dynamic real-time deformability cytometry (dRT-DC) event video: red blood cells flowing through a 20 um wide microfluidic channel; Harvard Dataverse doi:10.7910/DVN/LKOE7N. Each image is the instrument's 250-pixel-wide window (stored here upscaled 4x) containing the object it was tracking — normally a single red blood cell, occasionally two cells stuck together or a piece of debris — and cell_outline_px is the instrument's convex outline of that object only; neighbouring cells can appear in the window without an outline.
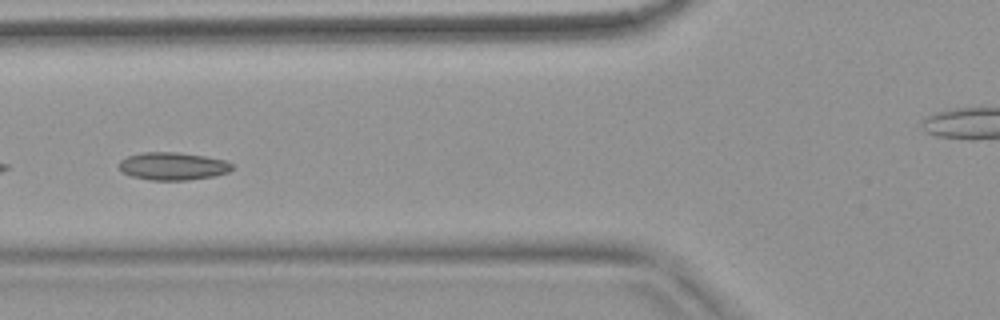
{"species": "common noctule bat (a hibernating species)", "species_latin": "Nyctalus noctula", "temperature_condition": "warm", "stored_images_in_passage": 23, "camera_frame_rate_fps": 3000, "um_per_image_px": 0.085, "animal": {"sex": "female", "body_mass_g": 18.4}, "frame": {"image": 1, "passage_image": 20, "time_ms": 6.333, "image_size_px": [1000, 320], "cell_outline_px": [[232, 168], [228, 172], [216, 176], [188, 180], [148, 180], [132, 176], [124, 172], [116, 164], [120, 160], [128, 156], [140, 152], [176, 152], [204, 156], [224, 160], [232, 164]], "centroid_in_image_um": [14.67, 14.12], "position_along_channel_um": 111.1, "area_um2": 18.32}}